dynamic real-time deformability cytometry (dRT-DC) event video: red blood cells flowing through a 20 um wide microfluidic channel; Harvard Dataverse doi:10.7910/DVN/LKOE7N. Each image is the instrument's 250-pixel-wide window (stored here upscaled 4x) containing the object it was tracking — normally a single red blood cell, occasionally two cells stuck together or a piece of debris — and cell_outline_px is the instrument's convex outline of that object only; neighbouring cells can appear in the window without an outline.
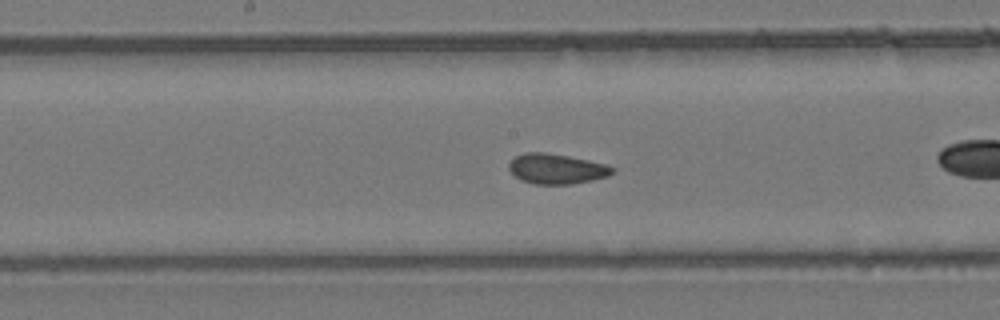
{"species": "common noctule bat (a hibernating species)", "species_latin": "Nyctalus noctula", "temperature_condition": "room temperature", "stored_images_in_passage": 37, "camera_frame_rate_fps": 3000, "um_per_image_px": 0.085, "animal": {"sex": "female", "body_mass_g": 24.6, "forearm_length_mm": 56.2}, "frame": {"image": 1, "passage_image": 11, "time_ms": 3.333, "image_size_px": [1000, 320], "cell_outline_px": [[616, 172], [608, 176], [592, 180], [572, 184], [536, 184], [520, 180], [508, 168], [508, 164], [516, 156], [524, 152], [544, 152], [568, 156], [608, 164], [616, 168]], "centroid_in_image_um": [47.35, 14.35], "position_along_channel_um": 200.9, "area_um2": 18.26}, "authors_computed_cell_mechanics": {"area_um2": 18.0914, "velocity_mm_per_s": 3.9311, "shape_relaxation_time_tau1_ms": 6.9752, "shape_relaxation_time_tau2_ms": 1.2317, "deformation_change_tau1": 0.0918, "deformation_change_tau2": 0.0331}}